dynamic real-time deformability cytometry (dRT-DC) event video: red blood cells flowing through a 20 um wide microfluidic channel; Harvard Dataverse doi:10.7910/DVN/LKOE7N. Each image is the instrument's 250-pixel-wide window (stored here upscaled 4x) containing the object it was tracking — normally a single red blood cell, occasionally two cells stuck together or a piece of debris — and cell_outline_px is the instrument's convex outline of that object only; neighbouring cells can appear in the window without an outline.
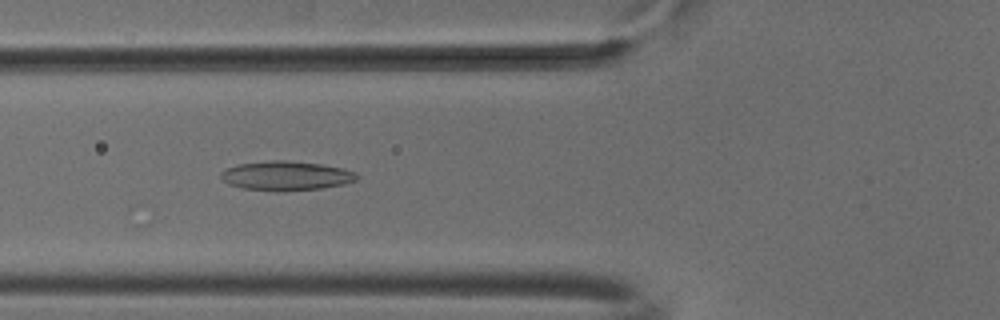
{"species": "common noctule bat (a hibernating species)", "species_latin": "Nyctalus noctula", "temperature_condition": "cold", "stored_images_in_passage": 4, "camera_frame_rate_fps": 3000, "um_per_image_px": 0.085, "animal": {"sex": "male", "body_mass_g": 18.8}, "frame": {"image": 1, "passage_image": 4, "time_ms": 1.0, "image_size_px": [1000, 320], "cell_outline_px": [[360, 176], [356, 180], [344, 184], [320, 188], [280, 192], [276, 192], [240, 188], [228, 184], [220, 176], [220, 172], [236, 164], [272, 160], [284, 160], [320, 164], [340, 168], [356, 172]], "centroid_in_image_um": [24.29, 14.95], "position_along_channel_um": 101.5, "area_um2": 23.35}}